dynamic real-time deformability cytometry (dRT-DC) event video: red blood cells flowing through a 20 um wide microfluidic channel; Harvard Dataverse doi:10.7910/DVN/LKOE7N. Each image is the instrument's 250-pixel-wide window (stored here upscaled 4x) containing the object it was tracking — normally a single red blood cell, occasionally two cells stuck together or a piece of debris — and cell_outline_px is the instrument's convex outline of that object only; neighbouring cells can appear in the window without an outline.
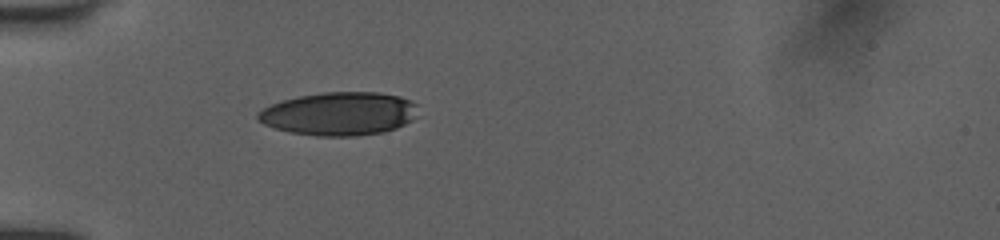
{"species": "human", "species_latin": "Homo sapiens", "temperature_condition": "room temperature", "stored_images_in_passage": 33, "camera_frame_rate_fps": 3000, "um_per_image_px": 0.085, "donor": {"sex": "female"}, "frame": {"image": 1, "passage_image": 1, "time_ms": 0.0, "image_size_px": [1000, 240], "cell_outline_px": [[416, 104], [412, 120], [396, 128], [384, 132], [356, 136], [316, 136], [292, 132], [276, 128], [264, 124], [256, 116], [256, 112], [272, 104], [284, 100], [300, 96], [324, 92], [380, 92], [400, 96], [412, 100]], "centroid_in_image_um": [28.84, 9.66], "position_along_channel_um": 56.2, "area_um2": 40.17}}
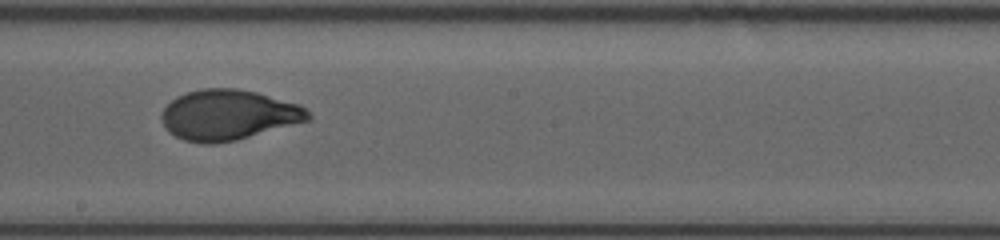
{"frame": {"image": 2, "passage_image": 15, "time_ms": 4.667, "image_size_px": [1000, 240], "cell_outline_px": [[312, 116], [308, 120], [236, 140], [212, 144], [200, 144], [184, 140], [168, 132], [160, 116], [164, 108], [176, 96], [188, 92], [204, 88], [236, 88], [256, 92], [300, 104]], "centroid_in_image_um": [19.38, 9.77], "position_along_channel_um": 228.8, "area_um2": 42.77}}
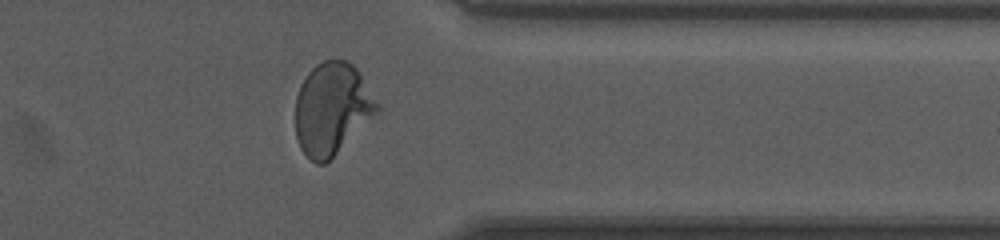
{"frame": {"image": 3, "passage_image": 28, "time_ms": 8.667, "image_size_px": [1000, 240], "cell_outline_px": [[380, 116], [324, 164], [316, 164], [300, 148], [296, 136], [296, 96], [300, 84], [308, 72], [316, 64], [332, 56], [344, 60], [352, 64], [360, 72], [380, 104]], "centroid_in_image_um": [28.29, 9.23], "position_along_channel_um": 383.1, "area_um2": 45.03}, "authors_computed_cell_mechanics": {"area_um2": 42.5408, "velocity_mm_per_s": 3.9793, "shape_relaxation_time_tau1_ms": 3.8182, "shape_relaxation_time_tau2_ms": null, "deformation_change_tau1": 0.1905, "deformation_change_tau2": null}}